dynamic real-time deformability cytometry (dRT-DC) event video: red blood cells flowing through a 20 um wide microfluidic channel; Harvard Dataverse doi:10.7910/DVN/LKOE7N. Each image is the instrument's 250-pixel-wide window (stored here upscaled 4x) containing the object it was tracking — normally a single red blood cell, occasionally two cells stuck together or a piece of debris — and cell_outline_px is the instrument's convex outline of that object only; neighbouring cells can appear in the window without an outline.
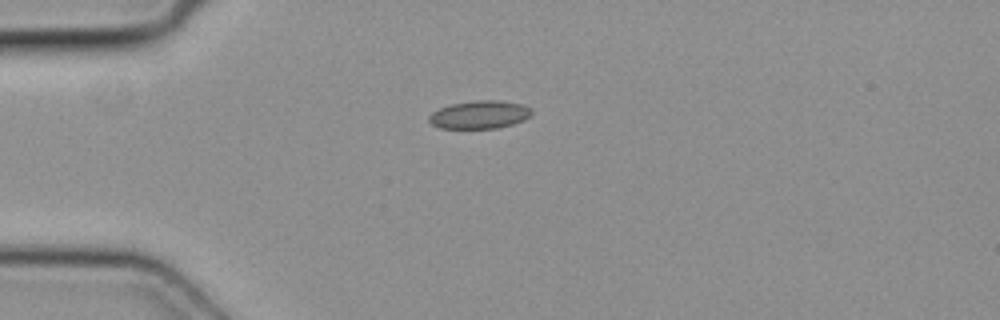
{"species": "common noctule bat (a hibernating species)", "species_latin": "Nyctalus noctula", "temperature_condition": "cold", "stored_images_in_passage": 3, "camera_frame_rate_fps": 3000, "um_per_image_px": 0.085, "animal": {"sex": "female", "body_mass_g": 19.3, "forearm_length_mm": 54.1}, "frame": {"image": 1, "passage_image": 3, "time_ms": 0.667, "image_size_px": [1000, 320], "cell_outline_px": [[532, 112], [524, 120], [512, 124], [496, 128], [440, 128], [432, 124], [428, 120], [428, 116], [432, 112], [440, 108], [452, 104], [476, 100], [500, 100], [524, 104], [532, 108]], "centroid_in_image_um": [40.78, 9.73], "position_along_channel_um": 44.2, "area_um2": 16.76}}